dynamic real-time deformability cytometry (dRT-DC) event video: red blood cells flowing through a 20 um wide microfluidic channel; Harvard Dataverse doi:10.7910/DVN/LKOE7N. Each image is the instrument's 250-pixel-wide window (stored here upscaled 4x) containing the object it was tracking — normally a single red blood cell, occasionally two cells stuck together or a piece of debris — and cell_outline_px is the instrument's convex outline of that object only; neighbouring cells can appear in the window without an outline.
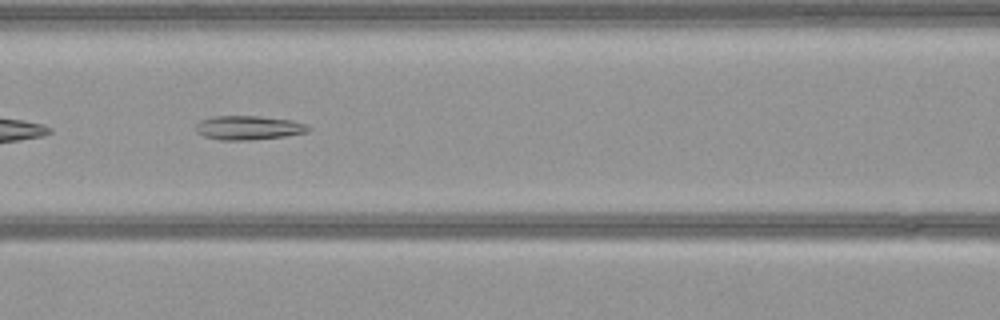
{"species": "common noctule bat (a hibernating species)", "species_latin": "Nyctalus noctula", "temperature_condition": "warm", "stored_images_in_passage": 38, "camera_frame_rate_fps": 3000, "um_per_image_px": 0.085, "animal": {"sex": "female", "body_mass_g": 21.9}, "frame": {"image": 1, "passage_image": 8, "time_ms": 2.333, "image_size_px": [1000, 320], "cell_outline_px": [[312, 128], [308, 132], [288, 136], [248, 140], [220, 140], [204, 136], [196, 132], [196, 124], [200, 120], [212, 116], [260, 116], [292, 120], [308, 124]], "centroid_in_image_um": [21.16, 10.85], "position_along_channel_um": 145.4, "area_um2": 16.01}}
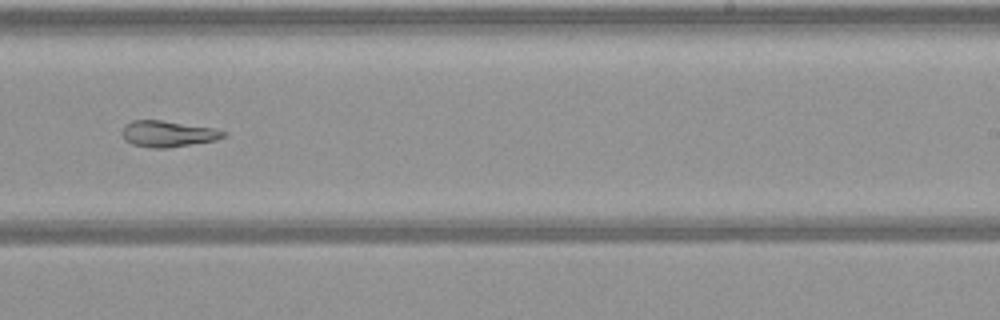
{"frame": {"image": 2, "passage_image": 18, "time_ms": 5.667, "image_size_px": [1000, 320], "cell_outline_px": [[228, 132], [224, 136], [216, 140], [168, 148], [152, 148], [132, 144], [124, 140], [124, 124], [132, 120], [160, 120], [216, 128]], "centroid_in_image_um": [14.3, 11.37], "position_along_channel_um": 274.7, "area_um2": 15.43}}
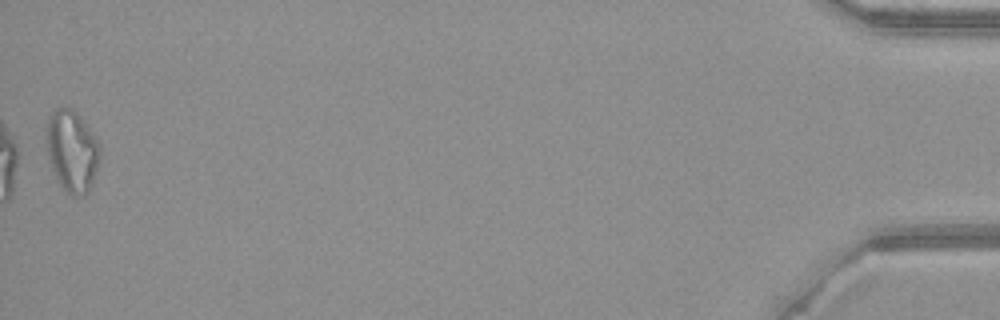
{"frame": {"image": 3, "passage_image": 38, "time_ms": 12.333, "image_size_px": [1000, 320], "cell_outline_px": [[100, 156], [92, 184], [88, 192], [84, 196], [72, 196], [60, 184], [52, 168], [48, 156], [48, 116], [56, 108], [72, 108], [80, 116], [100, 144]], "centroid_in_image_um": [6.15, 12.84], "position_along_channel_um": 429.1, "area_um2": 24.97}}